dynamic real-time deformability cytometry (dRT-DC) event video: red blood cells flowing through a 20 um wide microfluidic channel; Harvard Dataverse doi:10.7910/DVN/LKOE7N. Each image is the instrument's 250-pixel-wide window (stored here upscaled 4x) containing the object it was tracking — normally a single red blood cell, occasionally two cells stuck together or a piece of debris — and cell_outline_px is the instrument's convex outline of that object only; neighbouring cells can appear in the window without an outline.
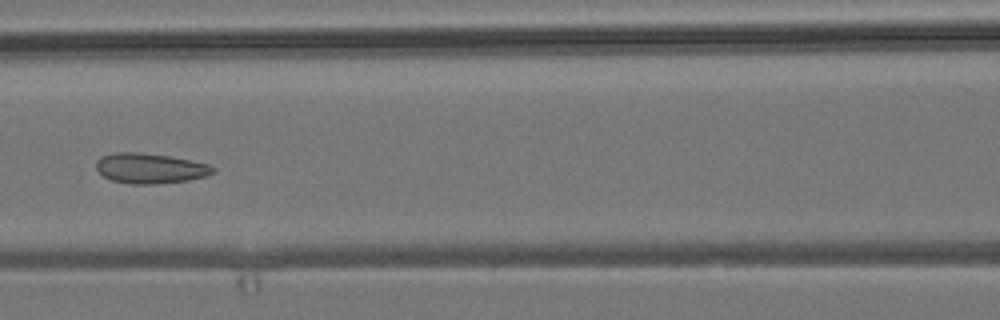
{"species": "common noctule bat (a hibernating species)", "species_latin": "Nyctalus noctula", "temperature_condition": "room temperature", "stored_images_in_passage": 7, "camera_frame_rate_fps": 3000, "um_per_image_px": 0.085, "animal": {"sex": "male", "body_mass_g": 19.2, "forearm_length_mm": 51.8}, "frame": {"image": 1, "passage_image": 7, "time_ms": 2.0, "image_size_px": [1000, 320], "cell_outline_px": [[216, 172], [204, 176], [188, 180], [152, 184], [132, 184], [112, 180], [104, 176], [96, 168], [96, 160], [100, 156], [112, 152], [140, 152], [168, 156], [208, 164], [216, 168]], "centroid_in_image_um": [12.73, 14.29], "position_along_channel_um": 153.9, "area_um2": 20.46}}